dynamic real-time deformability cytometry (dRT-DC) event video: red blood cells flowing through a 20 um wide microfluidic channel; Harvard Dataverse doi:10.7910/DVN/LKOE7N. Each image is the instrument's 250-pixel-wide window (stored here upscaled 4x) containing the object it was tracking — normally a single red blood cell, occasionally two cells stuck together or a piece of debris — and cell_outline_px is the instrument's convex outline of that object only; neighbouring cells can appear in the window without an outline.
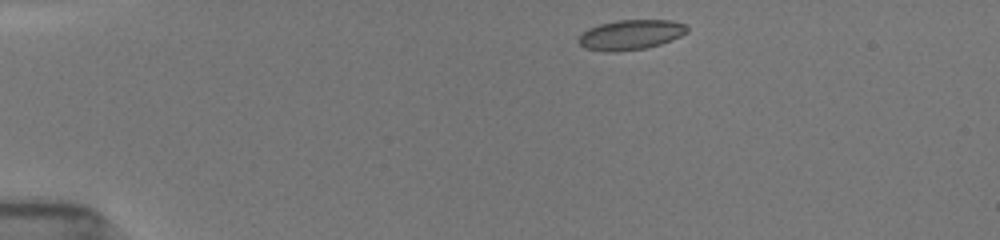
{"species": "common noctule bat (a hibernating species)", "species_latin": "Nyctalus noctula", "temperature_condition": "room temperature", "stored_images_in_passage": 42, "camera_frame_rate_fps": 3000, "um_per_image_px": 0.085, "animal": {"sex": "female", "body_mass_g": 19.5, "forearm_length_mm": 54.1}, "frame": {"image": 1, "passage_image": 1, "time_ms": 0.0, "image_size_px": [1000, 240], "cell_outline_px": [[688, 32], [680, 36], [660, 44], [648, 48], [616, 52], [604, 52], [584, 48], [576, 40], [588, 28], [600, 24], [616, 20], [672, 20], [684, 24], [688, 28]], "centroid_in_image_um": [53.59, 2.96], "position_along_channel_um": 31.4, "area_um2": 19.07}}
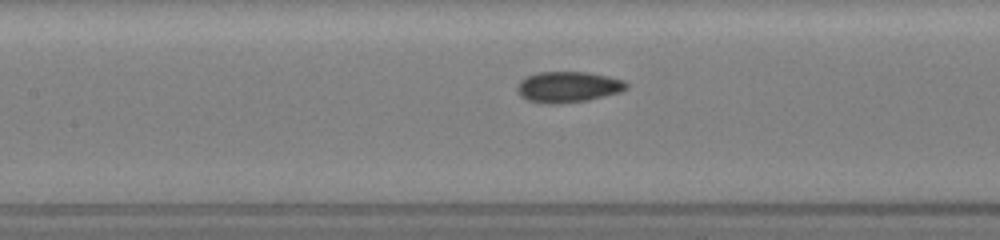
{"frame": {"image": 2, "passage_image": 21, "time_ms": 5.0, "image_size_px": [1000, 240], "cell_outline_px": [[628, 88], [620, 92], [588, 100], [556, 104], [544, 104], [528, 100], [520, 96], [516, 92], [516, 84], [524, 76], [536, 72], [588, 72], [608, 76], [624, 80], [628, 84]], "centroid_in_image_um": [48.23, 7.39], "position_along_channel_um": 159.2, "area_um2": 20.0}}
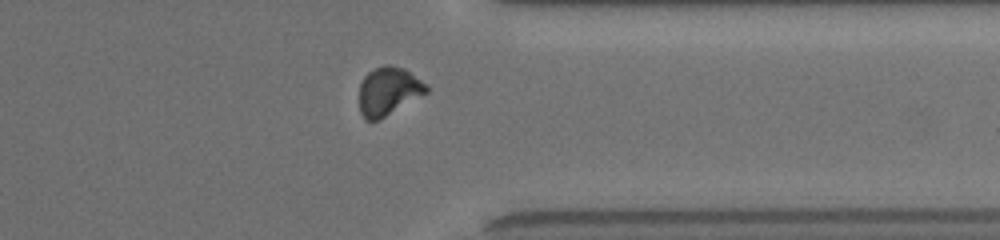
{"frame": {"image": 3, "passage_image": 41, "time_ms": 10.667, "image_size_px": [1000, 240], "cell_outline_px": [[428, 92], [380, 120], [364, 120], [360, 112], [360, 84], [364, 76], [368, 72], [384, 64], [392, 64], [404, 68], [428, 84]], "centroid_in_image_um": [33.03, 7.74], "position_along_channel_um": 378.4, "area_um2": 19.07}, "authors_computed_cell_mechanics": {"area_um2": 19.074, "velocity_mm_per_s": 3.9207, "shape_relaxation_time_tau1_ms": 6.4164, "shape_relaxation_time_tau2_ms": 1.2884, "deformation_change_tau1": 0.1561, "deformation_change_tau2": 0.0682}}